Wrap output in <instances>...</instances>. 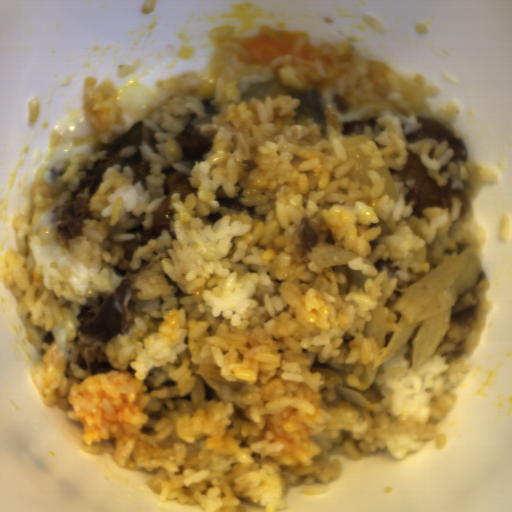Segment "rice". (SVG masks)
<instances>
[{"mask_svg": "<svg viewBox=\"0 0 512 512\" xmlns=\"http://www.w3.org/2000/svg\"><path fill=\"white\" fill-rule=\"evenodd\" d=\"M220 43L218 79L209 101L220 110L199 133L212 142L202 160H183L173 138L193 115L207 116L195 92L196 76L179 78L177 91L81 79L84 115L98 134L75 138L116 142L136 122L155 132L146 188L120 163L106 169L88 204L83 235L69 252L90 271L89 290L71 283L73 268L42 263L4 250L0 275L14 297L23 330L38 356L33 382L44 406L57 405L79 421L84 453L101 454L112 439L113 458L126 468H147V485L160 500L195 504L207 512H238L240 498L287 507L291 483L339 482L345 466L331 453L358 459L387 449L397 461L447 435L430 422L455 405L448 394L471 364L438 354L413 367L410 341L401 353L373 364L381 348L362 332L379 299L410 286L445 258L474 252L486 261L488 230L472 206L487 183L499 180L475 161L453 160L442 138L409 142L440 121L453 134L456 100L436 111L441 94L416 72L415 84L390 67L367 75L370 64L352 42L325 43L315 60L303 58L306 37L268 67L247 64L248 46L232 26L209 30ZM277 80L290 91L318 92L327 128L298 126V99L243 100L250 83ZM377 119L373 130L343 134L345 121ZM409 151L428 176L469 193L471 209L451 197L452 210L405 201L416 180L391 175ZM172 166L196 194L174 191L169 230L124 259L126 240L141 241L164 201ZM402 181V182H401ZM237 198L257 211L220 207ZM311 246H332L368 257L318 269ZM350 268L377 275L365 292L351 284ZM130 281L133 318L124 335L101 341L81 335L83 305L95 317L122 279ZM240 497V498H239Z\"/></svg>", "mask_w": 512, "mask_h": 512, "instance_id": "652b925c", "label": "rice"}, {"mask_svg": "<svg viewBox=\"0 0 512 512\" xmlns=\"http://www.w3.org/2000/svg\"><path fill=\"white\" fill-rule=\"evenodd\" d=\"M109 152L107 148L100 149L91 155L77 151L69 158L62 177L49 184L37 181L30 185V197L33 203L39 208L47 207L64 187L69 189L72 195L84 174L100 160L108 159Z\"/></svg>", "mask_w": 512, "mask_h": 512, "instance_id": "023b6e5f", "label": "rice"}, {"mask_svg": "<svg viewBox=\"0 0 512 512\" xmlns=\"http://www.w3.org/2000/svg\"><path fill=\"white\" fill-rule=\"evenodd\" d=\"M499 236L507 244L512 239V215L504 212L500 218Z\"/></svg>", "mask_w": 512, "mask_h": 512, "instance_id": "8eca5e8b", "label": "rice"}, {"mask_svg": "<svg viewBox=\"0 0 512 512\" xmlns=\"http://www.w3.org/2000/svg\"><path fill=\"white\" fill-rule=\"evenodd\" d=\"M398 327H400V315L385 308L384 334L391 333Z\"/></svg>", "mask_w": 512, "mask_h": 512, "instance_id": "acb35da6", "label": "rice"}, {"mask_svg": "<svg viewBox=\"0 0 512 512\" xmlns=\"http://www.w3.org/2000/svg\"><path fill=\"white\" fill-rule=\"evenodd\" d=\"M28 107H29V116L27 123L30 125H34L36 121L40 118V106L38 99L31 98L28 101Z\"/></svg>", "mask_w": 512, "mask_h": 512, "instance_id": "b023fe2a", "label": "rice"}, {"mask_svg": "<svg viewBox=\"0 0 512 512\" xmlns=\"http://www.w3.org/2000/svg\"><path fill=\"white\" fill-rule=\"evenodd\" d=\"M363 20L366 21L368 24H370L376 30L381 31L386 34L384 24L382 22H380L377 18L372 16L371 14H365Z\"/></svg>", "mask_w": 512, "mask_h": 512, "instance_id": "e3fd555f", "label": "rice"}, {"mask_svg": "<svg viewBox=\"0 0 512 512\" xmlns=\"http://www.w3.org/2000/svg\"><path fill=\"white\" fill-rule=\"evenodd\" d=\"M157 2L158 1L144 0L142 8H141L143 14L144 13H148V12H152L154 7L156 6Z\"/></svg>", "mask_w": 512, "mask_h": 512, "instance_id": "a3056103", "label": "rice"}]
</instances>
